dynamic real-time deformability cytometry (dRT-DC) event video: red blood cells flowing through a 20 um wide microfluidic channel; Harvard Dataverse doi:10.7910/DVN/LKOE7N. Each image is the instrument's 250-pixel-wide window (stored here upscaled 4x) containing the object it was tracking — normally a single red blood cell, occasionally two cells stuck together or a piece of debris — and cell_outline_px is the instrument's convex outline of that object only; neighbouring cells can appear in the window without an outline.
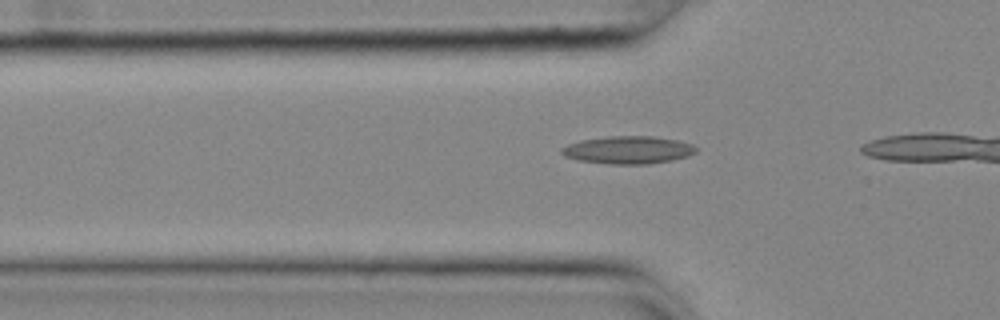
{"species": "common noctule bat (a hibernating species)", "species_latin": "Nyctalus noctula", "temperature_condition": "cold", "stored_images_in_passage": 7, "camera_frame_rate_fps": 3000, "um_per_image_px": 0.085, "animal": {"sex": "female", "body_mass_g": 25.1}, "frame": {"image": 1, "passage_image": 2, "time_ms": 0.333, "image_size_px": [1000, 320], "cell_outline_px": [[696, 152], [688, 156], [672, 160], [648, 164], [608, 164], [580, 160], [564, 156], [560, 152], [560, 148], [568, 144], [580, 140], [608, 136], [652, 136], [676, 140], [692, 144], [696, 148]], "centroid_in_image_um": [53.37, 12.74], "position_along_channel_um": 72.4, "area_um2": 21.68}}
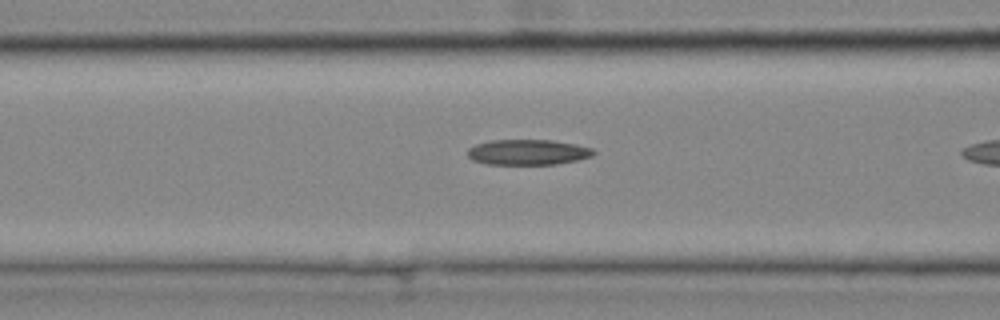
{"frame": {"image": 2, "passage_image": 6, "time_ms": 1.667, "image_size_px": [1000, 320], "cell_outline_px": [[596, 152], [592, 156], [576, 160], [556, 164], [488, 164], [472, 160], [468, 156], [468, 148], [476, 144], [492, 140], [552, 140], [592, 148]], "centroid_in_image_um": [44.85, 12.93], "position_along_channel_um": 121.8, "area_um2": 18.5}}